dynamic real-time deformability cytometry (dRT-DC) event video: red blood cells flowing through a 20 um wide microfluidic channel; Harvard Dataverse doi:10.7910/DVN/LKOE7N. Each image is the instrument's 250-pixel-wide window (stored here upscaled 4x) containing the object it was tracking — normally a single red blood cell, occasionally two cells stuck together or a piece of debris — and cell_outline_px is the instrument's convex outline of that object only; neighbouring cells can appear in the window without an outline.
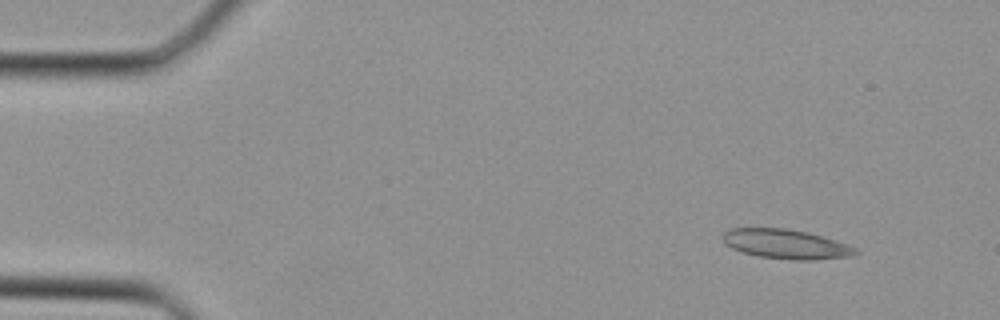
{"species": "Egyptian fruit bat (a non-hibernating species)", "species_latin": "Rousettus aegyptiacus", "temperature_condition": "cold", "stored_images_in_passage": 33, "camera_frame_rate_fps": 3000, "um_per_image_px": 0.085, "animal": {"sex": "female"}, "frame": {"image": 1, "passage_image": 1, "time_ms": 0.0, "image_size_px": [1000, 320], "cell_outline_px": [[860, 252], [856, 256], [812, 260], [792, 260], [760, 256], [744, 252], [732, 248], [724, 244], [720, 236], [728, 228], [784, 228], [808, 232], [856, 248]], "centroid_in_image_um": [66.77, 20.75], "position_along_channel_um": 18.2, "area_um2": 22.77}}
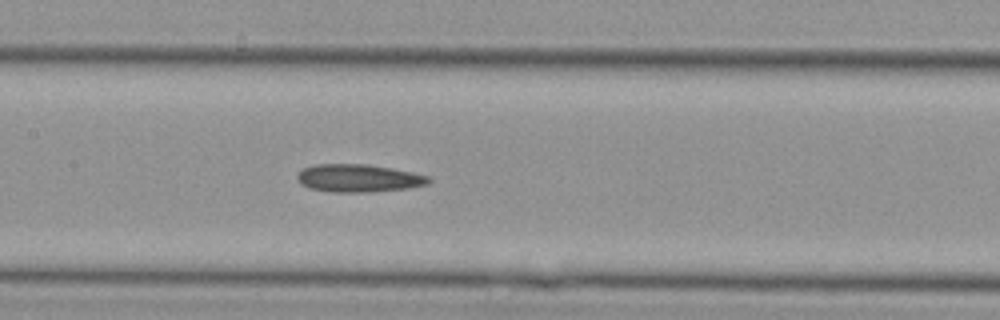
{"frame": {"image": 2, "passage_image": 15, "time_ms": 4.667, "image_size_px": [1000, 320], "cell_outline_px": [[432, 180], [428, 184], [408, 188], [372, 192], [332, 192], [308, 188], [300, 184], [296, 176], [304, 168], [312, 164], [368, 164], [392, 168], [412, 172], [428, 176]], "centroid_in_image_um": [30.47, 15.14], "position_along_channel_um": 176.9, "area_um2": 21.44}}
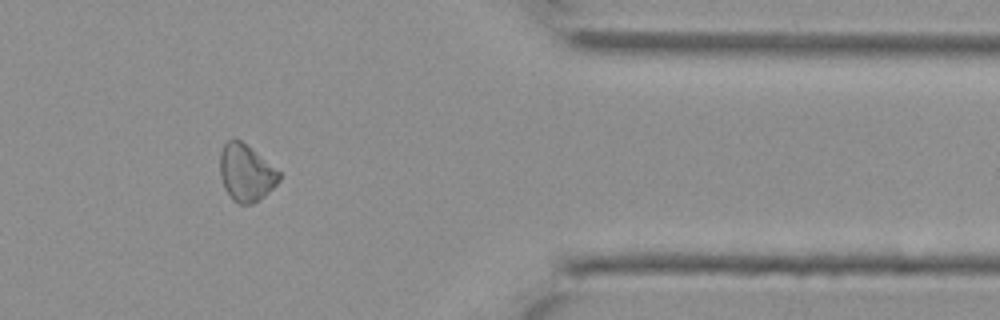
{"frame": {"image": 3, "passage_image": 28, "time_ms": 9.0, "image_size_px": [1000, 320], "cell_outline_px": [[280, 180], [260, 200], [252, 204], [240, 204], [232, 200], [224, 188], [220, 176], [220, 152], [224, 144], [228, 140], [240, 140], [280, 172]], "centroid_in_image_um": [20.89, 14.72], "position_along_channel_um": 390.5, "area_um2": 19.36}}